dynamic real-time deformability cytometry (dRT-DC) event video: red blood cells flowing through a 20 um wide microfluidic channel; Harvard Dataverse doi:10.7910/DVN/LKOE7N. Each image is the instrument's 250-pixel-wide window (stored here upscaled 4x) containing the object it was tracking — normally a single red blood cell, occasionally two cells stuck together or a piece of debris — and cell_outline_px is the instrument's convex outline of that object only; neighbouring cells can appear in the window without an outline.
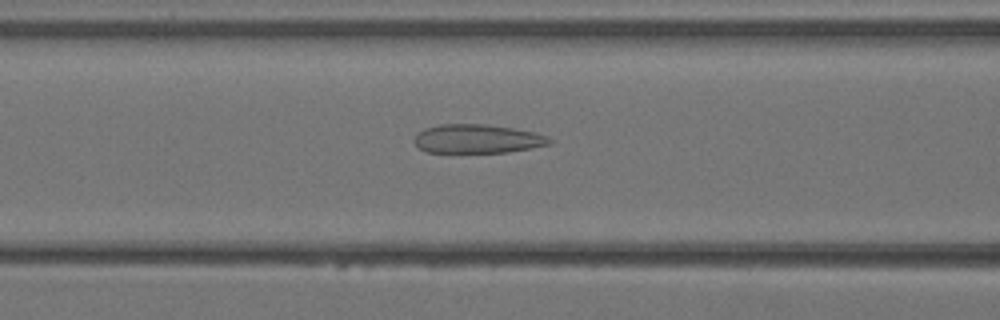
{"species": "Egyptian fruit bat (a non-hibernating species)", "species_latin": "Rousettus aegyptiacus", "temperature_condition": "warm", "stored_images_in_passage": 26, "camera_frame_rate_fps": 3000, "um_per_image_px": 0.085, "animal": {"sex": "female"}, "frame": {"image": 1, "passage_image": 9, "time_ms": 2.667, "image_size_px": [1000, 320], "cell_outline_px": [[552, 144], [532, 148], [508, 152], [428, 152], [420, 148], [412, 140], [424, 128], [440, 124], [484, 124], [512, 128], [536, 132], [548, 136], [552, 140]], "centroid_in_image_um": [40.62, 11.8], "position_along_channel_um": 126.0, "area_um2": 22.72}}
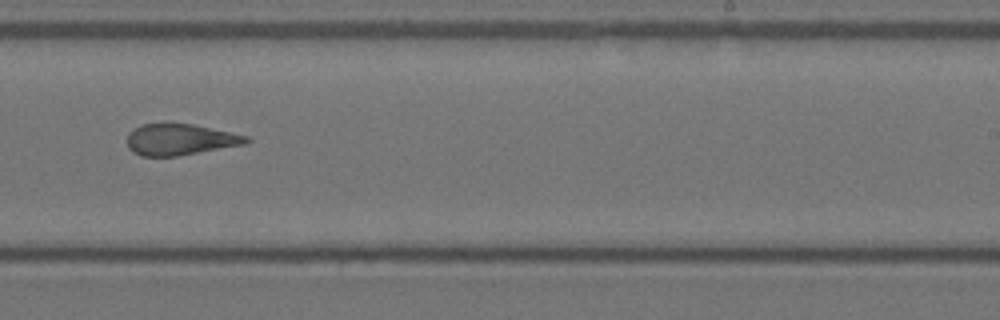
{"frame": {"image": 2, "passage_image": 17, "time_ms": 5.333, "image_size_px": [1000, 320], "cell_outline_px": [[252, 140], [248, 144], [176, 156], [140, 156], [132, 152], [128, 148], [128, 132], [140, 124], [168, 120], [192, 124], [248, 136]], "centroid_in_image_um": [15.28, 11.82], "position_along_channel_um": 273.7, "area_um2": 22.43}}
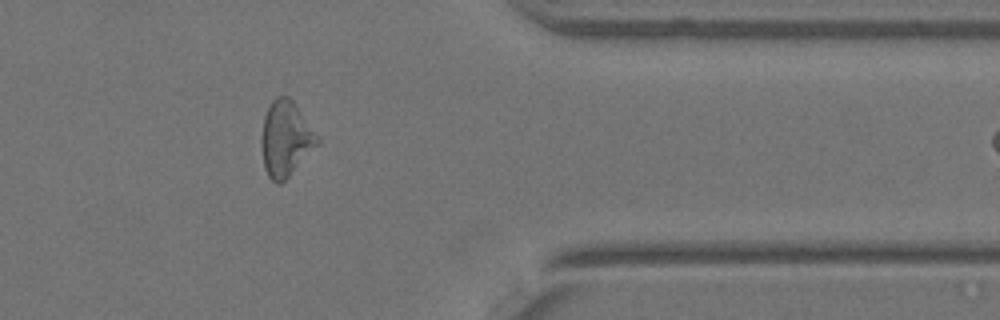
{"frame": {"image": 3, "passage_image": 24, "time_ms": 7.667, "image_size_px": [1000, 320], "cell_outline_px": [[320, 144], [280, 184], [276, 184], [268, 176], [264, 168], [260, 140], [264, 116], [272, 100], [276, 96], [288, 96], [296, 104], [320, 140]], "centroid_in_image_um": [24.27, 11.79], "position_along_channel_um": 387.1, "area_um2": 24.51}}